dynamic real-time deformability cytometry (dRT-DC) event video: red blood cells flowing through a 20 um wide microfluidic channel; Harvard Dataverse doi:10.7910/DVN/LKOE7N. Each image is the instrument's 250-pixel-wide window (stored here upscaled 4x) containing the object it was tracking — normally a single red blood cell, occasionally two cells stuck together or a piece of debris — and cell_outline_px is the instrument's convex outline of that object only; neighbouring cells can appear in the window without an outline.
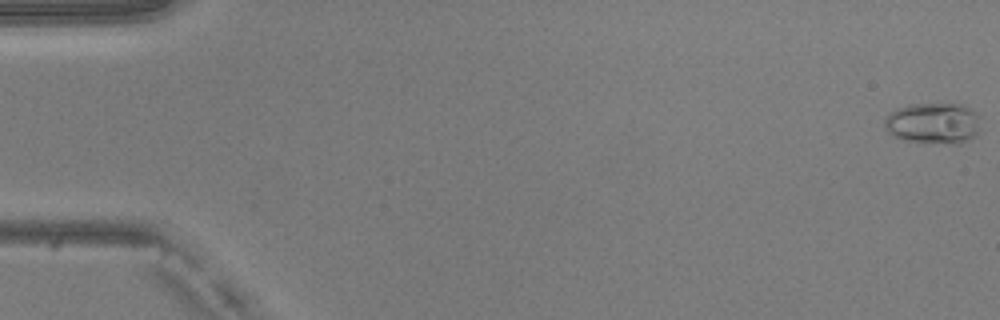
{"species": "common noctule bat (a hibernating species)", "species_latin": "Nyctalus noctula", "temperature_condition": "warm", "stored_images_in_passage": 8, "camera_frame_rate_fps": 3000, "um_per_image_px": 0.085, "animal": {"sex": "male", "body_mass_g": 20.5, "forearm_length_mm": 52.5}, "frame": {"image": 1, "passage_image": 1, "time_ms": 0.0, "image_size_px": [1000, 320], "cell_outline_px": [[980, 116], [976, 132], [972, 136], [960, 144], [952, 144], [904, 140], [888, 132], [884, 128], [884, 116], [896, 108], [908, 104], [964, 104], [972, 108]], "centroid_in_image_um": [79.3, 10.45], "position_along_channel_um": 5.7, "area_um2": 23.06}}